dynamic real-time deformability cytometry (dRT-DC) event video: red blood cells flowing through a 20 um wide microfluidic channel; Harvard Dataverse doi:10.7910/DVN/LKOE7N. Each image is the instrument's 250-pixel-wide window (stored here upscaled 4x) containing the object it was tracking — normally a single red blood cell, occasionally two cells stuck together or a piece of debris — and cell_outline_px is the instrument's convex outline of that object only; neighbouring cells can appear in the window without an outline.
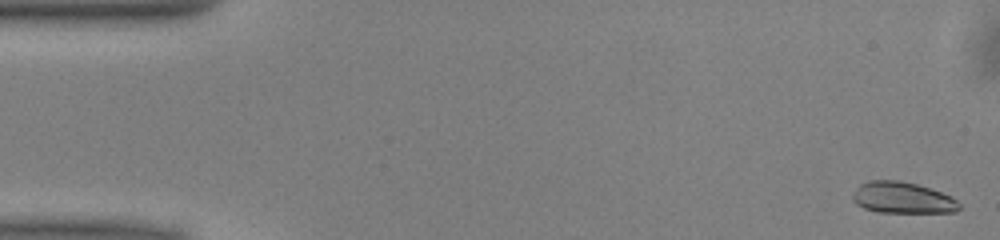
{"species": "common noctule bat (a hibernating species)", "species_latin": "Nyctalus noctula", "temperature_condition": "warm", "stored_images_in_passage": 51, "camera_frame_rate_fps": 3000, "um_per_image_px": 0.085, "animal": {"sex": "male", "body_mass_g": 13.0, "forearm_length_mm": 53.1}, "frame": {"image": 1, "passage_image": 2, "time_ms": 0.333, "image_size_px": [1000, 240], "cell_outline_px": [[960, 208], [956, 212], [876, 212], [864, 208], [856, 204], [852, 200], [852, 196], [856, 188], [860, 184], [868, 180], [896, 180], [916, 184], [952, 196], [960, 204]], "centroid_in_image_um": [76.68, 16.81], "position_along_channel_um": 8.3, "area_um2": 19.42}}
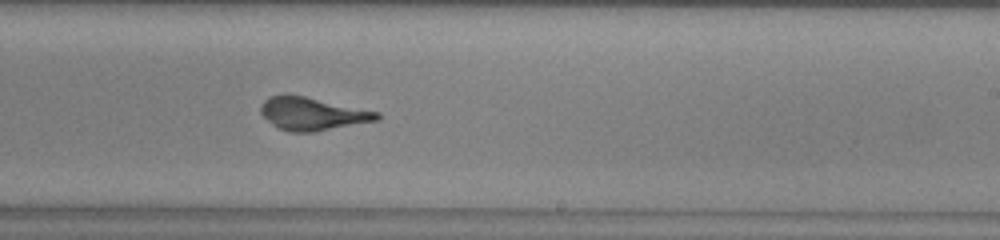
{"frame": {"image": 2, "passage_image": 31, "time_ms": 10.0, "image_size_px": [1000, 240], "cell_outline_px": [[380, 120], [316, 132], [288, 132], [276, 128], [260, 112], [260, 108], [264, 100], [268, 96], [304, 96], [380, 112]], "centroid_in_image_um": [26.58, 9.7], "position_along_channel_um": 262.4, "area_um2": 22.2}}
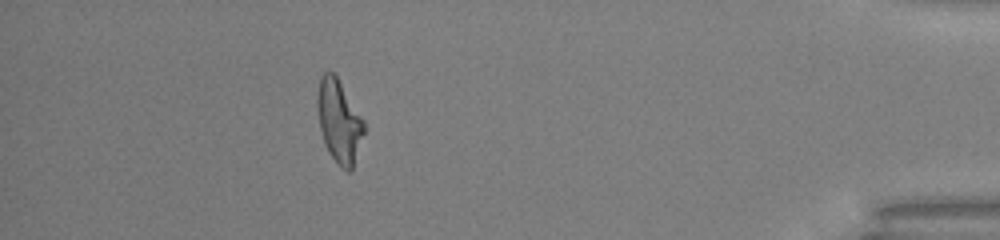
{"frame": {"image": 3, "passage_image": 46, "time_ms": 15.0, "image_size_px": [1000, 240], "cell_outline_px": [[364, 132], [352, 172], [348, 172], [340, 168], [328, 152], [324, 144], [320, 128], [316, 104], [316, 96], [320, 76], [324, 72], [332, 72], [336, 76], [364, 120]], "centroid_in_image_um": [28.8, 10.34], "position_along_channel_um": 406.4, "area_um2": 22.66}, "authors_computed_cell_mechanics": {"area_um2": 22.0796, "velocity_mm_per_s": 4.0222, "shape_relaxation_time_tau1_ms": 1.9125, "shape_relaxation_time_tau2_ms": null, "deformation_change_tau1": 0.0878, "deformation_change_tau2": null}}